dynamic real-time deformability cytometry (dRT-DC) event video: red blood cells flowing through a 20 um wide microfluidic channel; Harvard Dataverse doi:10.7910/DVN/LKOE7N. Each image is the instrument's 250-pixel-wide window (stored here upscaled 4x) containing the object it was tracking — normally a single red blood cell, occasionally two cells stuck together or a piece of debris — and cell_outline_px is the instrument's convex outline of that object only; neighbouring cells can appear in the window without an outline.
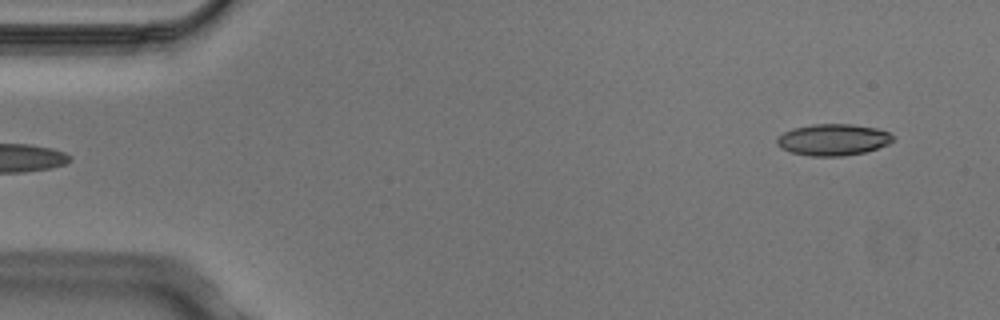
{"species": "Egyptian fruit bat (a non-hibernating species)", "species_latin": "Rousettus aegyptiacus", "temperature_condition": "cold", "stored_images_in_passage": 4, "segment_of_instrument_passage": [2, 2], "camera_frame_rate_fps": 3000, "um_per_image_px": 0.085, "animal": {"sex": "male"}, "frame": {"image": 1, "passage_image": 4, "time_ms": 1.0, "image_size_px": [1000, 320], "cell_outline_px": [[896, 140], [888, 144], [864, 152], [840, 156], [808, 156], [792, 152], [780, 148], [776, 144], [776, 136], [792, 128], [812, 124], [852, 124], [876, 128], [888, 132], [896, 136]], "centroid_in_image_um": [70.8, 11.87], "position_along_channel_um": 14.2, "area_um2": 21.5}}